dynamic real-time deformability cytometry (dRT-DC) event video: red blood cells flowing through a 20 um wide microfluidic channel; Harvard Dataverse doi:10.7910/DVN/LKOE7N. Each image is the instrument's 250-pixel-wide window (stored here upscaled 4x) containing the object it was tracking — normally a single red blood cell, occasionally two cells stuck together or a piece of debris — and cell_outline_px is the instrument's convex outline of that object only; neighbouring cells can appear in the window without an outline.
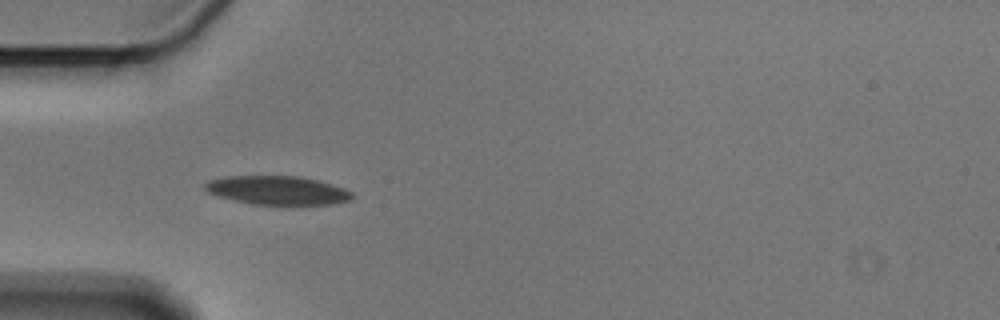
{"species": "Egyptian fruit bat (a non-hibernating species)", "species_latin": "Rousettus aegyptiacus", "temperature_condition": "cold", "stored_images_in_passage": 40, "camera_frame_rate_fps": 3000, "um_per_image_px": 0.085, "animal": {"sex": "male"}, "frame": {"image": 1, "passage_image": 1, "time_ms": 0.0, "image_size_px": [1000, 320], "cell_outline_px": [[356, 196], [352, 200], [332, 204], [252, 204], [220, 196], [208, 192], [204, 188], [204, 184], [208, 180], [224, 176], [300, 176], [332, 184], [344, 188], [352, 192]], "centroid_in_image_um": [23.62, 16.17], "position_along_channel_um": 61.4, "area_um2": 24.57}}
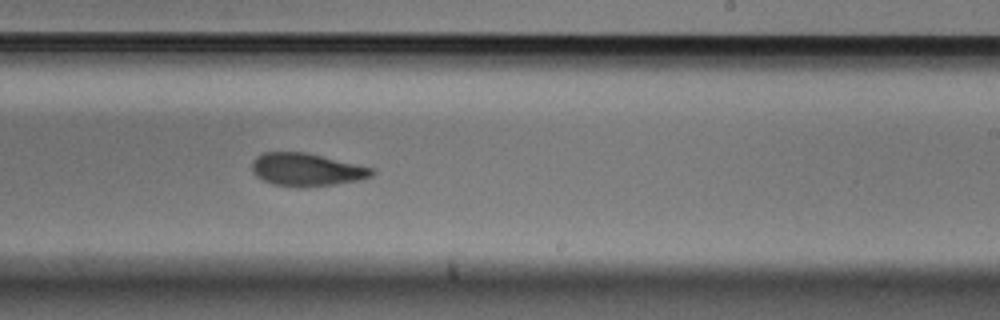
{"frame": {"image": 2, "passage_image": 18, "time_ms": 5.667, "image_size_px": [1000, 320], "cell_outline_px": [[376, 172], [372, 176], [360, 180], [332, 184], [300, 188], [272, 184], [256, 176], [252, 172], [252, 160], [256, 156], [264, 152], [308, 152], [376, 168]], "centroid_in_image_um": [26.08, 14.41], "position_along_channel_um": 262.9, "area_um2": 23.35}}
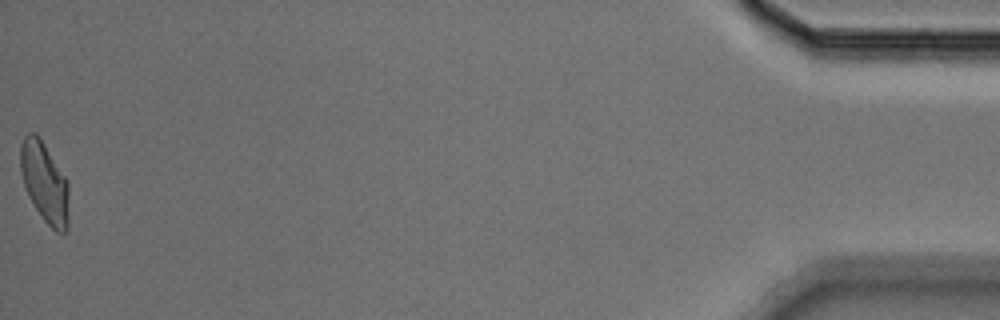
{"frame": {"image": 3, "passage_image": 40, "time_ms": 13.0, "image_size_px": [1000, 320], "cell_outline_px": [[68, 232], [56, 232], [44, 220], [28, 196], [20, 172], [20, 144], [24, 136], [28, 132], [36, 132], [40, 136], [68, 180]], "centroid_in_image_um": [3.79, 15.46], "position_along_channel_um": 431.4, "area_um2": 23.0}, "authors_computed_cell_mechanics": {"area_um2": 23.7558, "velocity_mm_per_s": 3.5892, "shape_relaxation_time_tau1_ms": 3.9526, "shape_relaxation_time_tau2_ms": 3.3276, "deformation_change_tau1": 0.1201, "deformation_change_tau2": 0.0941}}